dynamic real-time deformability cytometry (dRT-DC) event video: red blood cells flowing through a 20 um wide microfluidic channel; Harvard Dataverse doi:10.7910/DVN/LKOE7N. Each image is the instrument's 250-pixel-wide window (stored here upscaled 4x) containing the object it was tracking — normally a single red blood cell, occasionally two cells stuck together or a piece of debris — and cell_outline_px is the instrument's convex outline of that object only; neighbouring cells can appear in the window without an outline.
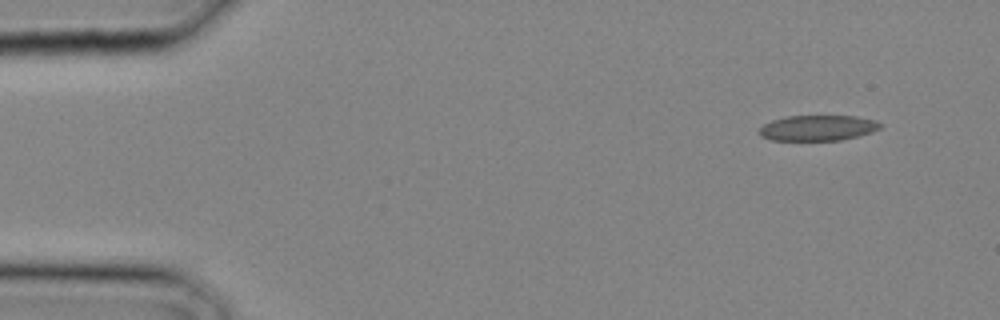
{"species": "common noctule bat (a hibernating species)", "species_latin": "Nyctalus noctula", "temperature_condition": "cold", "stored_images_in_passage": 3, "camera_frame_rate_fps": 3000, "um_per_image_px": 0.085, "animal": {"sex": "male", "body_mass_g": 20.4}, "frame": {"image": 1, "passage_image": 1, "time_ms": 0.0, "image_size_px": [1000, 320], "cell_outline_px": [[884, 124], [880, 128], [872, 132], [840, 140], [772, 140], [760, 136], [756, 132], [764, 124], [772, 120], [784, 116], [856, 116], [876, 120]], "centroid_in_image_um": [69.5, 10.87], "position_along_channel_um": 15.5, "area_um2": 18.09}}
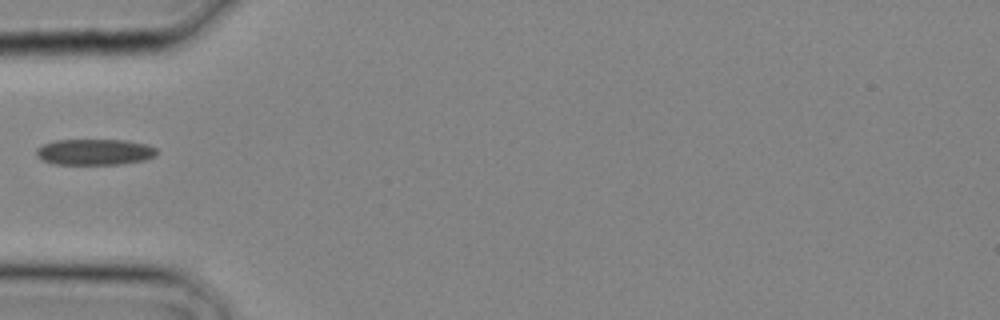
{"frame": {"image": 2, "passage_image": 3, "time_ms": 0.667, "image_size_px": [1000, 320], "cell_outline_px": [[156, 156], [144, 160], [124, 164], [52, 164], [40, 160], [36, 156], [36, 148], [44, 144], [56, 140], [128, 140], [148, 144], [156, 148]], "centroid_in_image_um": [8.04, 12.92], "position_along_channel_um": 77.0, "area_um2": 18.5}}